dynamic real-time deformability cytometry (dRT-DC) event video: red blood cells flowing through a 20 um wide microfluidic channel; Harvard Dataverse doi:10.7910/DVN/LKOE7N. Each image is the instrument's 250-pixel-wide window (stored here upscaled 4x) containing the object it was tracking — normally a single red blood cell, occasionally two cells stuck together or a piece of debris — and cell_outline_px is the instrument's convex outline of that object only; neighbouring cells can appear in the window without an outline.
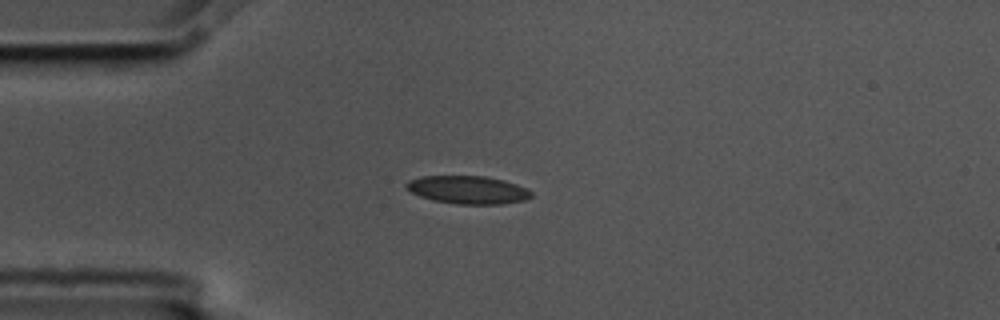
{"species": "common noctule bat (a hibernating species)", "species_latin": "Nyctalus noctula", "temperature_condition": "cold", "stored_images_in_passage": 7, "camera_frame_rate_fps": 3000, "um_per_image_px": 0.085, "animal": {"sex": "male", "body_mass_g": 17.5, "forearm_length_mm": 52.3}, "frame": {"image": 1, "passage_image": 3, "time_ms": 0.667, "image_size_px": [1000, 320], "cell_outline_px": [[532, 196], [524, 200], [504, 204], [456, 204], [432, 200], [420, 196], [404, 188], [404, 184], [408, 180], [420, 176], [484, 176], [504, 180], [528, 188], [532, 192]], "centroid_in_image_um": [39.75, 16.13], "position_along_channel_um": 45.2, "area_um2": 20.58}}